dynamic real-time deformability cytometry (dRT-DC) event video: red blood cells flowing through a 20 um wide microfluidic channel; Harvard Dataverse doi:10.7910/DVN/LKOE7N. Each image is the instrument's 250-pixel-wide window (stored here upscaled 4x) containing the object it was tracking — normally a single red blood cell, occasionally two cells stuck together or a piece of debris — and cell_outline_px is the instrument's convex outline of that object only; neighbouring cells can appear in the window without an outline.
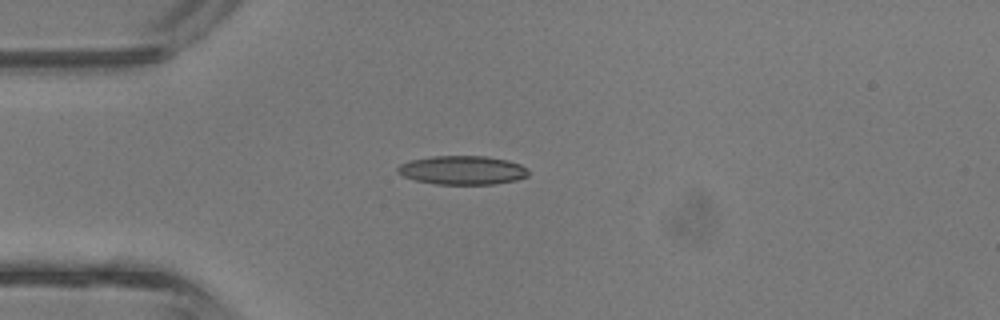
{"species": "common noctule bat (a hibernating species)", "species_latin": "Nyctalus noctula", "temperature_condition": "room temperature", "stored_images_in_passage": 32, "camera_frame_rate_fps": 3000, "um_per_image_px": 0.085, "animal": {"sex": "male", "body_mass_g": 13.3}, "frame": {"image": 1, "passage_image": 1, "time_ms": 0.0, "image_size_px": [1000, 320], "cell_outline_px": [[528, 176], [516, 180], [496, 184], [436, 184], [416, 180], [404, 176], [396, 172], [396, 168], [400, 164], [412, 160], [432, 156], [484, 156], [508, 160], [520, 164], [528, 168]], "centroid_in_image_um": [39.32, 14.46], "position_along_channel_um": 45.7, "area_um2": 21.96}}
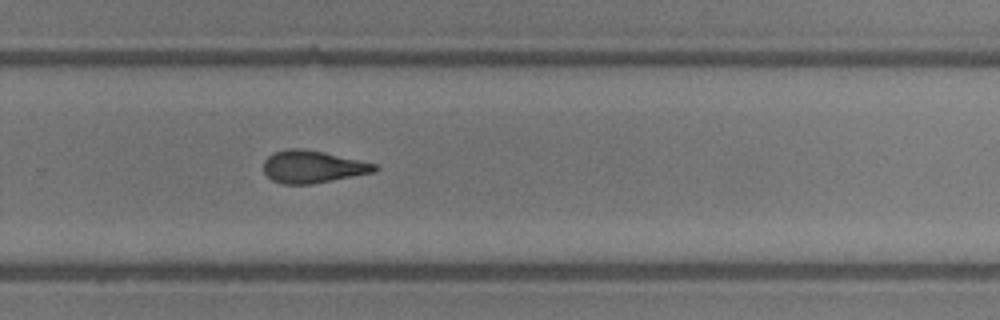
{"frame": {"image": 2, "passage_image": 18, "time_ms": 5.667, "image_size_px": [1000, 320], "cell_outline_px": [[380, 168], [376, 172], [312, 184], [284, 184], [272, 180], [264, 172], [264, 160], [268, 156], [276, 152], [288, 148], [300, 148], [324, 152], [360, 160], [376, 164]], "centroid_in_image_um": [26.6, 14.17], "position_along_channel_um": 303.2, "area_um2": 20.98}}
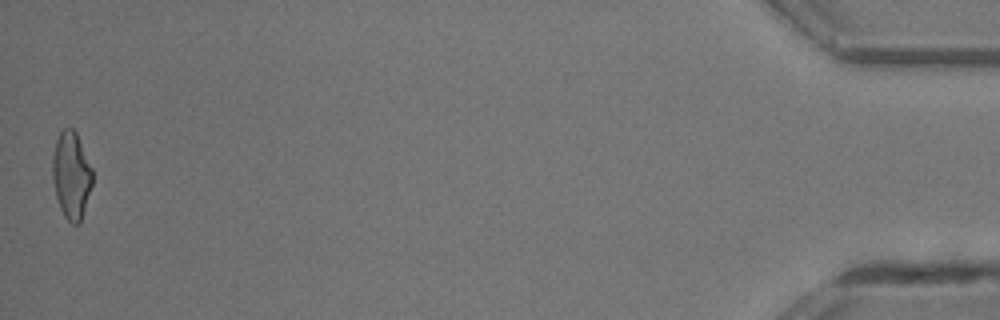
{"frame": {"image": 3, "passage_image": 32, "time_ms": 10.333, "image_size_px": [1000, 320], "cell_outline_px": [[92, 184], [80, 224], [72, 224], [64, 216], [60, 208], [56, 196], [52, 176], [52, 156], [56, 140], [60, 132], [64, 128], [72, 128], [76, 132], [92, 168]], "centroid_in_image_um": [6.05, 14.9], "position_along_channel_um": 429.1, "area_um2": 20.23}, "authors_computed_cell_mechanics": {"area_um2": 20.9814, "velocity_mm_per_s": 4.844, "shape_relaxation_time_tau1_ms": 8.1881, "shape_relaxation_time_tau2_ms": 2.0763, "deformation_change_tau1": 0.2187, "deformation_change_tau2": 0.1067}}